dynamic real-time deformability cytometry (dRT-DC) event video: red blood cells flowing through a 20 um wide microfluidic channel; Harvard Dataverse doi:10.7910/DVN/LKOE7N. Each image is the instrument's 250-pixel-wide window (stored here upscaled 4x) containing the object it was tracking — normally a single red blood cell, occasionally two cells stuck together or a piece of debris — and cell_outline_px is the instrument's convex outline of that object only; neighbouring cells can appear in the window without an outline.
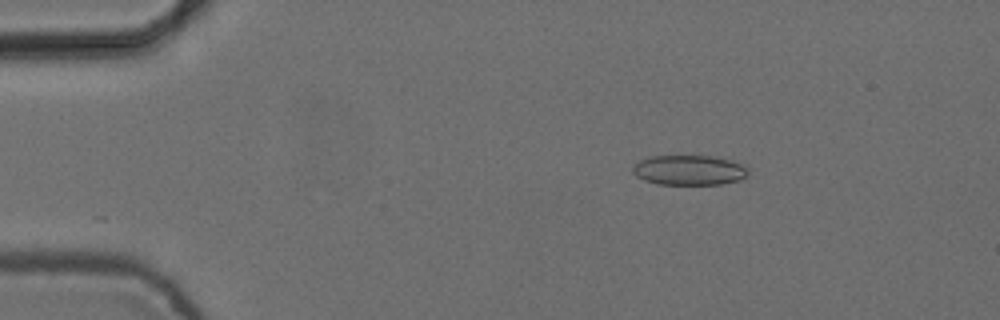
{"species": "common noctule bat (a hibernating species)", "species_latin": "Nyctalus noctula", "temperature_condition": "cold", "stored_images_in_passage": 5, "camera_frame_rate_fps": 3000, "um_per_image_px": 0.085, "animal": {"sex": "female", "body_mass_g": 24.6, "forearm_length_mm": 56.2}, "frame": {"image": 1, "passage_image": 3, "time_ms": 0.667, "image_size_px": [1000, 320], "cell_outline_px": [[748, 176], [740, 180], [720, 184], [660, 184], [644, 180], [636, 176], [632, 172], [632, 168], [640, 160], [652, 156], [716, 156], [732, 160], [744, 164], [748, 168]], "centroid_in_image_um": [58.63, 14.45], "position_along_channel_um": 26.4, "area_um2": 20.29}}